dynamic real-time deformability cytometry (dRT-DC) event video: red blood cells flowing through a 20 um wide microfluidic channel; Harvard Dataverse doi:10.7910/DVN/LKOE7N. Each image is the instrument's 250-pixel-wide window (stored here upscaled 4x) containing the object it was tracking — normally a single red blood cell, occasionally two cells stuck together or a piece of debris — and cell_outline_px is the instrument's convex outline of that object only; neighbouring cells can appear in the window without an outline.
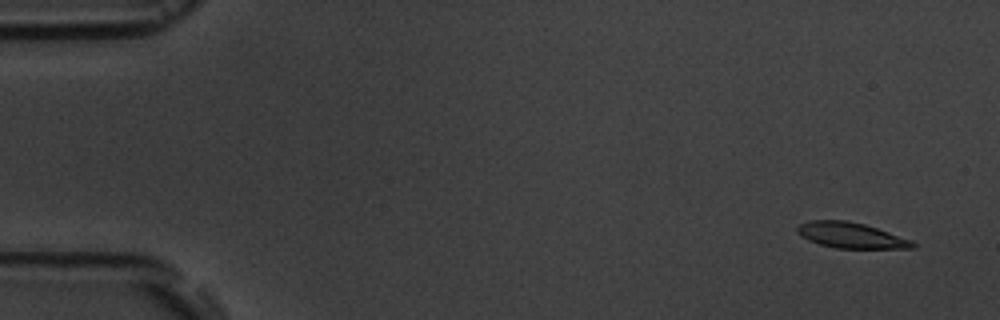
{"species": "common noctule bat (a hibernating species)", "species_latin": "Nyctalus noctula", "temperature_condition": "room temperature", "stored_images_in_passage": 5, "camera_frame_rate_fps": 3000, "um_per_image_px": 0.085, "animal": {"sex": "male", "body_mass_g": 19.5, "forearm_length_mm": 54.6}, "frame": {"image": 1, "passage_image": 1, "time_ms": 0.0, "image_size_px": [1000, 320], "cell_outline_px": [[916, 248], [836, 248], [820, 244], [808, 240], [800, 236], [796, 232], [796, 228], [800, 224], [808, 220], [848, 220], [864, 224], [912, 240], [916, 244]], "centroid_in_image_um": [72.3, 19.99], "position_along_channel_um": 12.7, "area_um2": 17.22}}
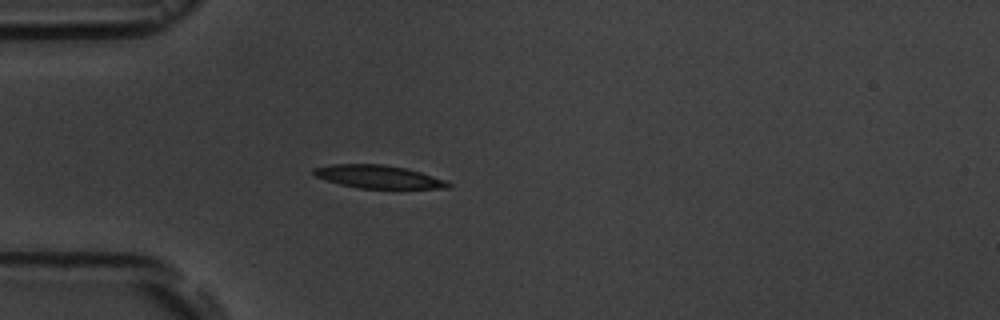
{"frame": {"image": 2, "passage_image": 5, "time_ms": 4.333, "image_size_px": [1000, 320], "cell_outline_px": [[452, 188], [360, 188], [340, 184], [316, 176], [312, 172], [312, 168], [332, 164], [384, 164], [404, 168], [420, 172], [448, 180], [452, 184]], "centroid_in_image_um": [32.2, 15.02], "position_along_channel_um": 52.8, "area_um2": 17.98}}